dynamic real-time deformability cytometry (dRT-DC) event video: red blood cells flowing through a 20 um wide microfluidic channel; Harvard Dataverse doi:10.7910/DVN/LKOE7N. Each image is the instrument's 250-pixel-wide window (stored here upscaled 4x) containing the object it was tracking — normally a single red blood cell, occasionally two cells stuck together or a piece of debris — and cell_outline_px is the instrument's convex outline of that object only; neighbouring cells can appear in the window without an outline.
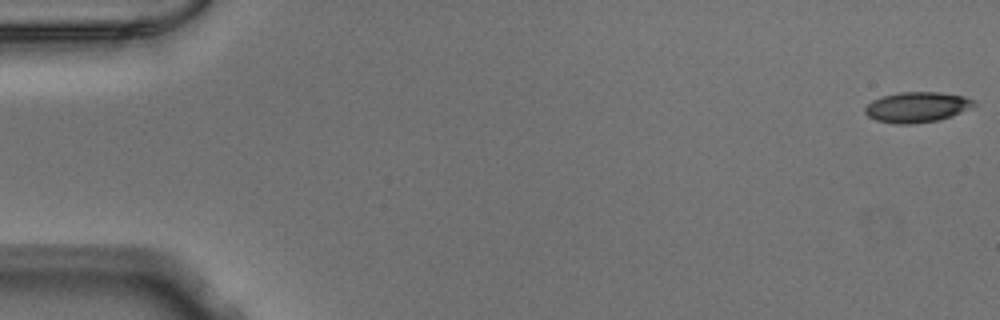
{"species": "Egyptian fruit bat (a non-hibernating species)", "species_latin": "Rousettus aegyptiacus", "temperature_condition": "warm", "stored_images_in_passage": 53, "camera_frame_rate_fps": 3000, "um_per_image_px": 0.085, "animal": {"sex": "male"}, "frame": {"image": 1, "passage_image": 1, "time_ms": 0.0, "image_size_px": [1000, 320], "cell_outline_px": [[976, 104], [972, 108], [952, 116], [940, 120], [912, 124], [896, 124], [876, 120], [868, 116], [864, 112], [864, 108], [872, 100], [884, 96], [900, 92], [940, 92], [964, 96], [976, 100]], "centroid_in_image_um": [77.98, 9.11], "position_along_channel_um": 7.0, "area_um2": 19.48}}
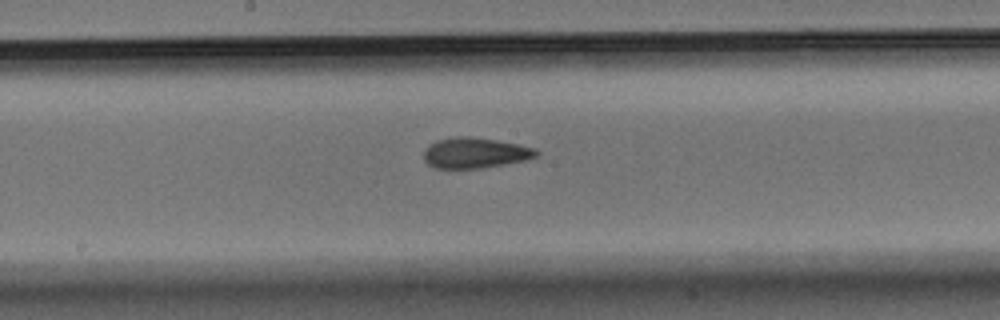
{"frame": {"image": 2, "passage_image": 28, "time_ms": 9.0, "image_size_px": [1000, 320], "cell_outline_px": [[540, 152], [536, 156], [528, 160], [480, 168], [432, 168], [424, 160], [424, 152], [436, 140], [460, 136], [468, 136], [496, 140], [536, 148]], "centroid_in_image_um": [40.4, 13.0], "position_along_channel_um": 207.8, "area_um2": 19.88}}
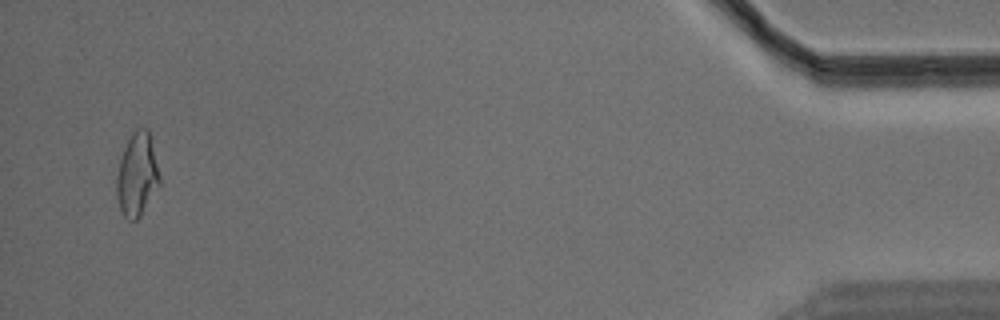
{"frame": {"image": 3, "passage_image": 51, "time_ms": 16.667, "image_size_px": [1000, 320], "cell_outline_px": [[160, 184], [140, 216], [136, 220], [128, 220], [120, 212], [116, 196], [116, 176], [120, 160], [124, 148], [128, 140], [136, 128], [148, 128], [160, 176]], "centroid_in_image_um": [11.63, 14.88], "position_along_channel_um": 423.6, "area_um2": 20.81}}